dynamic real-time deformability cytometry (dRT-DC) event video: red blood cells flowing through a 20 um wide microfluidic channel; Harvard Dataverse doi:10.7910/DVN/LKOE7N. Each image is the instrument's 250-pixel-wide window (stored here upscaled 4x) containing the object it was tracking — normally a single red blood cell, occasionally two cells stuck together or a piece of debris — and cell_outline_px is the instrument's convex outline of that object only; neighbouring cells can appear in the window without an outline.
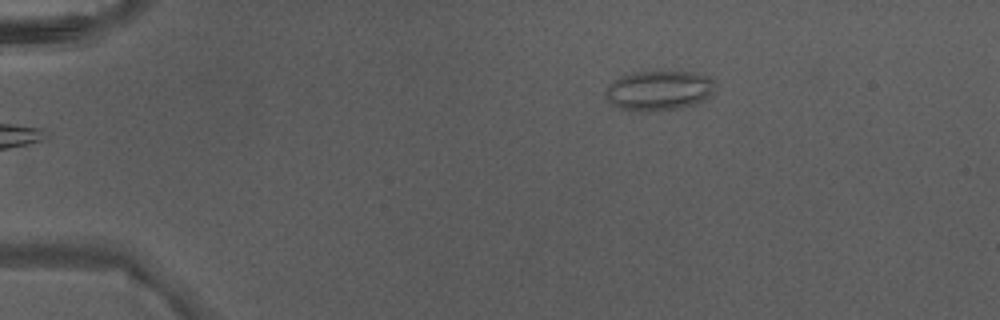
{"species": "Egyptian fruit bat (a non-hibernating species)", "species_latin": "Rousettus aegyptiacus", "temperature_condition": "warm", "stored_images_in_passage": 5, "camera_frame_rate_fps": 3000, "um_per_image_px": 0.085, "animal": {"sex": "male"}, "frame": {"image": 1, "passage_image": 5, "time_ms": 1.333, "image_size_px": [1000, 320], "cell_outline_px": [[716, 88], [704, 100], [692, 104], [676, 108], [640, 112], [636, 112], [620, 108], [612, 104], [608, 100], [604, 92], [608, 84], [620, 76], [636, 72], [696, 72], [708, 76], [716, 80]], "centroid_in_image_um": [56.0, 7.68], "position_along_channel_um": 29.0, "area_um2": 25.49}}